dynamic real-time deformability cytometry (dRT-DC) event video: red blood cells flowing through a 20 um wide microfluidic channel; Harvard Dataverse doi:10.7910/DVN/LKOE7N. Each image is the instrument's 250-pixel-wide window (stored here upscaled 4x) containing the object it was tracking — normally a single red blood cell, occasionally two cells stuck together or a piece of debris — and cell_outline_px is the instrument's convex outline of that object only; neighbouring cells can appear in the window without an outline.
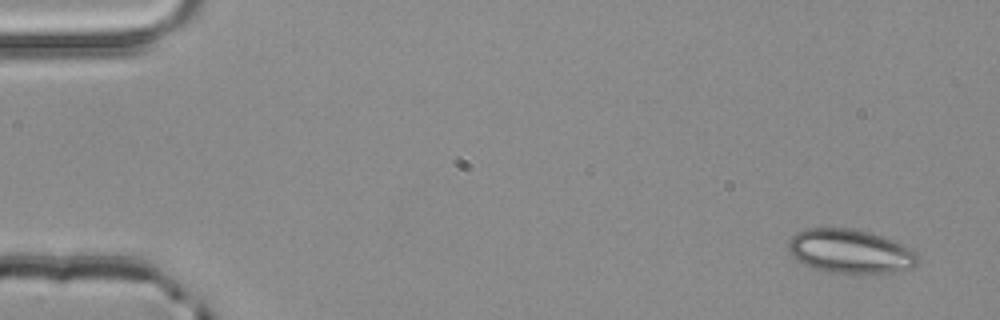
{"species": "common noctule bat (a hibernating species)", "species_latin": "Nyctalus noctula", "temperature_condition": "room temperature", "stored_images_in_passage": 4, "camera_frame_rate_fps": 3000, "um_per_image_px": 0.085, "animal": {"sex": "male", "body_mass_g": 20.4}, "frame": {"image": 1, "passage_image": 1, "time_ms": 0.0, "image_size_px": [1000, 320], "cell_outline_px": [[916, 264], [912, 268], [892, 272], [832, 272], [816, 268], [804, 264], [792, 256], [788, 252], [788, 240], [796, 232], [804, 228], [852, 228], [872, 232], [904, 244], [912, 248], [916, 252]], "centroid_in_image_um": [72.25, 21.32], "position_along_channel_um": 12.7, "area_um2": 33.06}}